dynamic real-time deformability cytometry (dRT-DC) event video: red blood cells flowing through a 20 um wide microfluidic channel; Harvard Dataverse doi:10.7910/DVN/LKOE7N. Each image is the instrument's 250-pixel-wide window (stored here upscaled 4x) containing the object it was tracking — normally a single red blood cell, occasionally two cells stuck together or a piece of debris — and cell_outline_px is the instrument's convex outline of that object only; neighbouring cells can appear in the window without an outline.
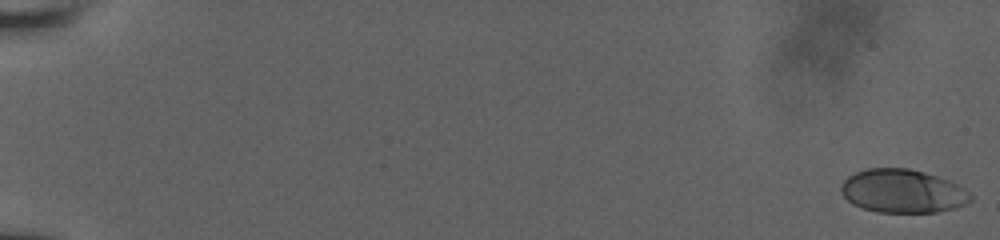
{"species": "human", "species_latin": "Homo sapiens", "temperature_condition": "room temperature", "stored_images_in_passage": 54, "camera_frame_rate_fps": 3000, "um_per_image_px": 0.085, "donor": {"sex": "male"}, "frame": {"image": 1, "passage_image": 1, "time_ms": 0.0, "image_size_px": [1000, 240], "cell_outline_px": [[972, 200], [956, 208], [936, 212], [876, 212], [852, 204], [840, 192], [840, 188], [844, 180], [848, 176], [856, 172], [868, 168], [908, 168], [924, 172], [948, 180], [964, 188], [972, 196]], "centroid_in_image_um": [76.71, 16.25], "position_along_channel_um": 8.3, "area_um2": 32.71}}
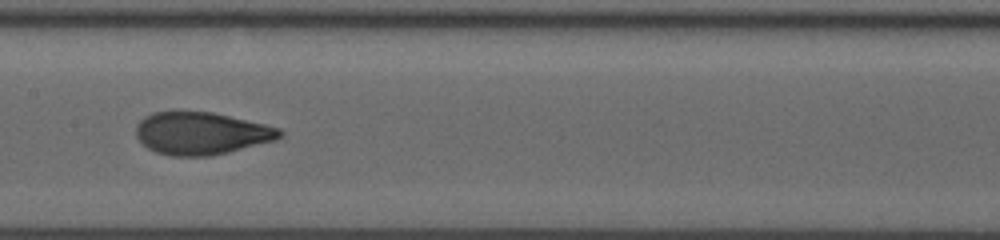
{"frame": {"image": 2, "passage_image": 33, "time_ms": 10.333, "image_size_px": [1000, 240], "cell_outline_px": [[284, 136], [276, 140], [228, 152], [208, 156], [172, 156], [156, 152], [148, 148], [136, 136], [136, 124], [144, 116], [152, 112], [172, 108], [176, 108], [212, 112], [264, 124], [280, 128], [284, 132]], "centroid_in_image_um": [17.07, 11.29], "position_along_channel_um": 190.3, "area_um2": 36.41}}
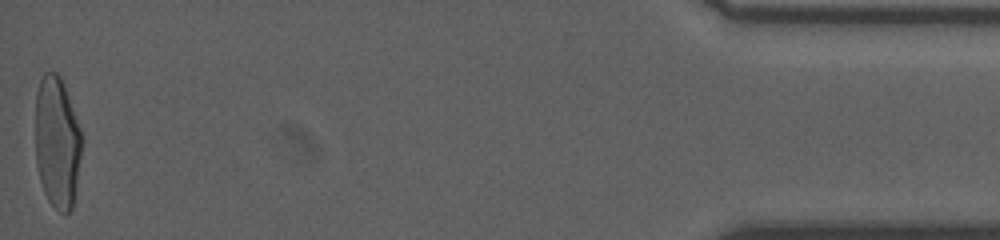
{"frame": {"image": 3, "passage_image": 54, "time_ms": 18.667, "image_size_px": [1000, 240], "cell_outline_px": [[84, 136], [72, 208], [68, 212], [60, 212], [48, 200], [44, 192], [40, 180], [36, 164], [36, 92], [40, 80], [44, 72], [56, 72], [60, 76]], "centroid_in_image_um": [4.86, 12.07], "position_along_channel_um": 430.3, "area_um2": 35.66}, "authors_computed_cell_mechanics": {"area_um2": 34.7089, "velocity_mm_per_s": 3.9017, "shape_relaxation_time_tau1_ms": 5.711, "shape_relaxation_time_tau2_ms": 0.8388, "deformation_change_tau1": 0.2333, "deformation_change_tau2": 0.0664}}